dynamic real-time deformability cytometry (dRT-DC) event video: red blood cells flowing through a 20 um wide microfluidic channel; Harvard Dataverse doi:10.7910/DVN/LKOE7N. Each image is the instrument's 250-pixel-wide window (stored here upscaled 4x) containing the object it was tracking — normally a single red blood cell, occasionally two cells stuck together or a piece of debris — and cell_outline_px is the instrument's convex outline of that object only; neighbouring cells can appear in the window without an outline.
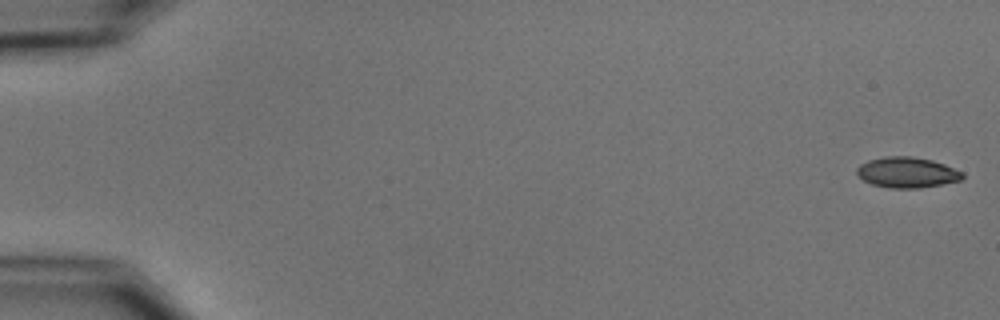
{"species": "common noctule bat (a hibernating species)", "species_latin": "Nyctalus noctula", "temperature_condition": "cold", "stored_images_in_passage": 10, "camera_frame_rate_fps": 3000, "um_per_image_px": 0.085, "animal": {"sex": "male", "body_mass_g": 15.6}, "frame": {"image": 1, "passage_image": 1, "time_ms": 0.0, "image_size_px": [1000, 320], "cell_outline_px": [[964, 176], [960, 180], [920, 188], [892, 188], [872, 184], [864, 180], [856, 172], [856, 168], [860, 164], [868, 160], [884, 156], [912, 156], [932, 160], [944, 164], [964, 172]], "centroid_in_image_um": [77.09, 14.64], "position_along_channel_um": 7.9, "area_um2": 18.79}}
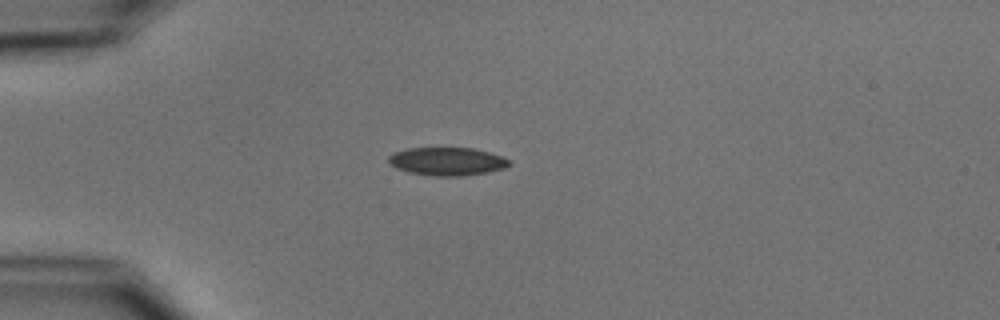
{"frame": {"image": 2, "passage_image": 5, "time_ms": 4.667, "image_size_px": [1000, 320], "cell_outline_px": [[512, 164], [504, 168], [488, 172], [460, 176], [436, 176], [408, 172], [396, 168], [388, 164], [388, 156], [392, 152], [408, 148], [472, 148], [488, 152], [500, 156], [508, 160]], "centroid_in_image_um": [37.95, 13.72], "position_along_channel_um": 47.0, "area_um2": 19.77}}